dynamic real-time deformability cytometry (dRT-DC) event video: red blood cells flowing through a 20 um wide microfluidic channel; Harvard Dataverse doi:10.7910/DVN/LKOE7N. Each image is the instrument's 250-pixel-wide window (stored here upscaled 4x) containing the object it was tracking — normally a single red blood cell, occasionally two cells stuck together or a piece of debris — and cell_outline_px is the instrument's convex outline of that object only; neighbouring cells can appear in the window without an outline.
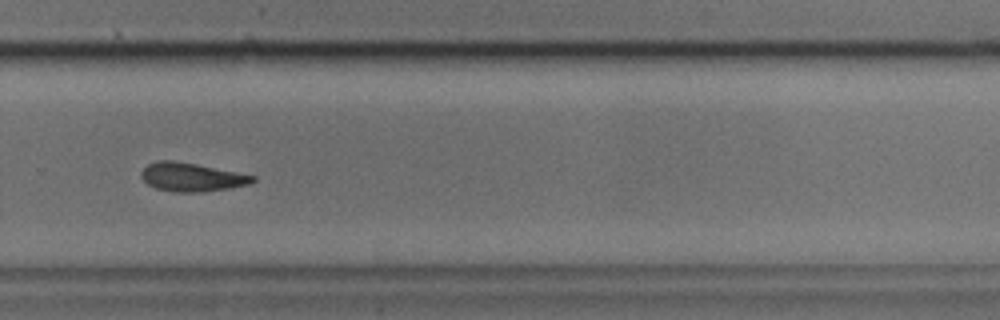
{"species": "common noctule bat (a hibernating species)", "species_latin": "Nyctalus noctula", "temperature_condition": "cold", "stored_images_in_passage": 35, "camera_frame_rate_fps": 3000, "um_per_image_px": 0.085, "animal": {"sex": "male", "body_mass_g": 17.9, "forearm_length_mm": 54.2}, "frame": {"image": 1, "passage_image": 25, "time_ms": 8.0, "image_size_px": [1000, 320], "cell_outline_px": [[256, 180], [248, 184], [228, 188], [204, 192], [172, 192], [156, 188], [148, 184], [140, 176], [140, 172], [148, 164], [156, 160], [172, 160], [196, 164], [256, 176]], "centroid_in_image_um": [16.25, 15.05], "position_along_channel_um": 313.5, "area_um2": 18.5}}
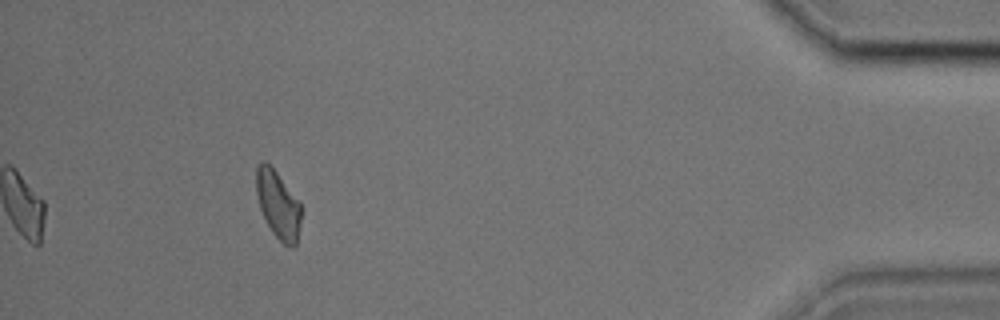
{"frame": {"image": 2, "passage_image": 35, "time_ms": 11.333, "image_size_px": [1000, 320], "cell_outline_px": [[300, 224], [296, 244], [292, 248], [288, 248], [272, 232], [260, 208], [256, 192], [256, 168], [264, 160], [276, 172], [300, 200]], "centroid_in_image_um": [23.65, 17.41], "position_along_channel_um": 411.6, "area_um2": 17.51}}